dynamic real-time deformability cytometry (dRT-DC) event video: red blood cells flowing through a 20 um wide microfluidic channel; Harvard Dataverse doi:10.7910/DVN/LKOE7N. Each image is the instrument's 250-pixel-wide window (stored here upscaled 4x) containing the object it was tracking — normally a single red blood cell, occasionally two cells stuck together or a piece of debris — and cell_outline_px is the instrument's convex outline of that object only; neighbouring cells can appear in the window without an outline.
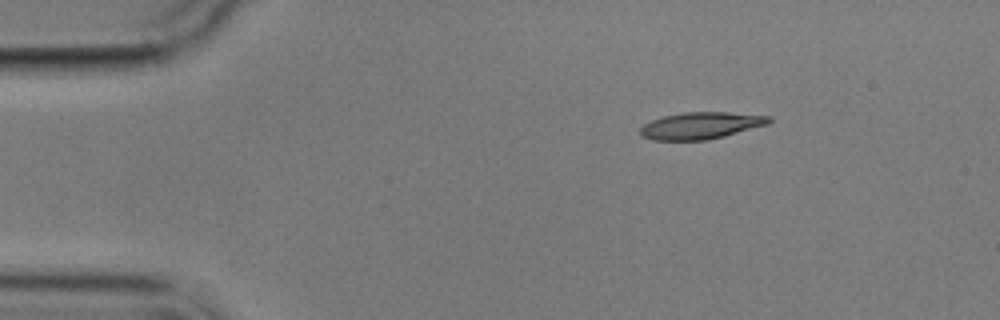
{"species": "common noctule bat (a hibernating species)", "species_latin": "Nyctalus noctula", "temperature_condition": "cold", "stored_images_in_passage": 3, "camera_frame_rate_fps": 3000, "um_per_image_px": 0.085, "animal": {"sex": "male", "body_mass_g": 17.9}, "frame": {"image": 1, "passage_image": 1, "time_ms": 0.0, "image_size_px": [1000, 320], "cell_outline_px": [[772, 120], [768, 124], [724, 136], [708, 140], [652, 140], [640, 136], [640, 128], [644, 124], [652, 120], [664, 116], [684, 112], [728, 112], [772, 116]], "centroid_in_image_um": [59.57, 10.67], "position_along_channel_um": 25.4, "area_um2": 20.17}}